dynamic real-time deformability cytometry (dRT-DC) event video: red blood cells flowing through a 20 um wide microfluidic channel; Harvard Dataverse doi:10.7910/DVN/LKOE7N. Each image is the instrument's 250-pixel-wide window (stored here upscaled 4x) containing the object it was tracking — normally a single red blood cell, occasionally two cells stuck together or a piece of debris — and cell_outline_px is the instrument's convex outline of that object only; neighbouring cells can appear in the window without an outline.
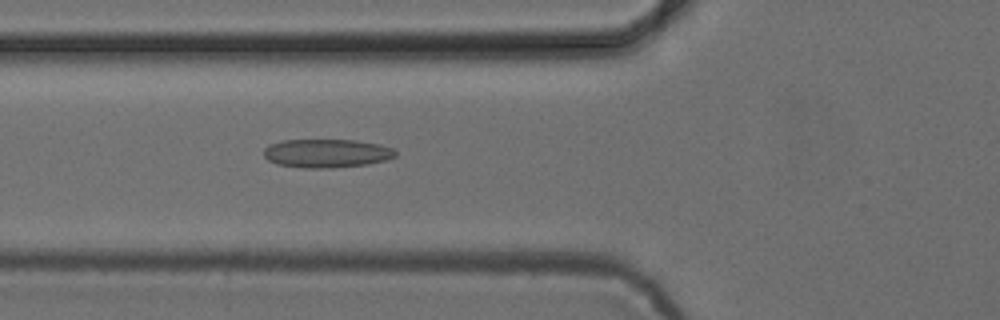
{"species": "common noctule bat (a hibernating species)", "species_latin": "Nyctalus noctula", "temperature_condition": "cold", "stored_images_in_passage": 41, "camera_frame_rate_fps": 3000, "um_per_image_px": 0.085, "animal": {"sex": "female", "body_mass_g": 24.6, "forearm_length_mm": 56.2}, "frame": {"image": 1, "passage_image": 8, "time_ms": 2.333, "image_size_px": [1000, 320], "cell_outline_px": [[396, 156], [388, 160], [368, 164], [332, 168], [304, 168], [276, 164], [268, 160], [264, 156], [264, 148], [268, 144], [280, 140], [356, 140], [380, 144], [392, 148], [396, 152]], "centroid_in_image_um": [27.76, 13.03], "position_along_channel_um": 98.0, "area_um2": 22.2}}
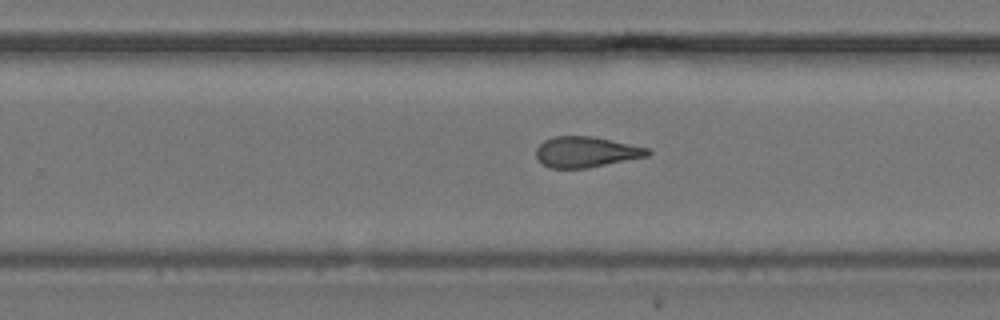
{"frame": {"image": 2, "passage_image": 22, "time_ms": 7.0, "image_size_px": [1000, 320], "cell_outline_px": [[652, 152], [648, 156], [588, 168], [548, 168], [536, 156], [536, 148], [544, 140], [552, 136], [592, 136], [648, 148]], "centroid_in_image_um": [49.8, 12.91], "position_along_channel_um": 280.0, "area_um2": 19.88}}
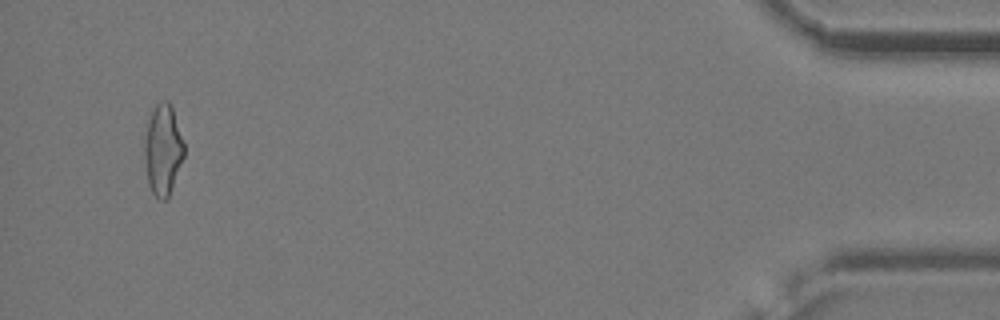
{"frame": {"image": 3, "passage_image": 39, "time_ms": 12.667, "image_size_px": [1000, 320], "cell_outline_px": [[184, 156], [168, 196], [164, 200], [160, 200], [152, 192], [148, 184], [144, 160], [144, 144], [148, 120], [156, 104], [160, 100], [168, 100], [172, 108], [184, 144]], "centroid_in_image_um": [13.83, 12.72], "position_along_channel_um": 421.4, "area_um2": 20.63}, "authors_computed_cell_mechanics": {"area_um2": 20.4034, "velocity_mm_per_s": 3.8869, "shape_relaxation_time_tau1_ms": 7.5148, "shape_relaxation_time_tau2_ms": 2.6721, "deformation_change_tau1": 0.1458, "deformation_change_tau2": 0.1173}}